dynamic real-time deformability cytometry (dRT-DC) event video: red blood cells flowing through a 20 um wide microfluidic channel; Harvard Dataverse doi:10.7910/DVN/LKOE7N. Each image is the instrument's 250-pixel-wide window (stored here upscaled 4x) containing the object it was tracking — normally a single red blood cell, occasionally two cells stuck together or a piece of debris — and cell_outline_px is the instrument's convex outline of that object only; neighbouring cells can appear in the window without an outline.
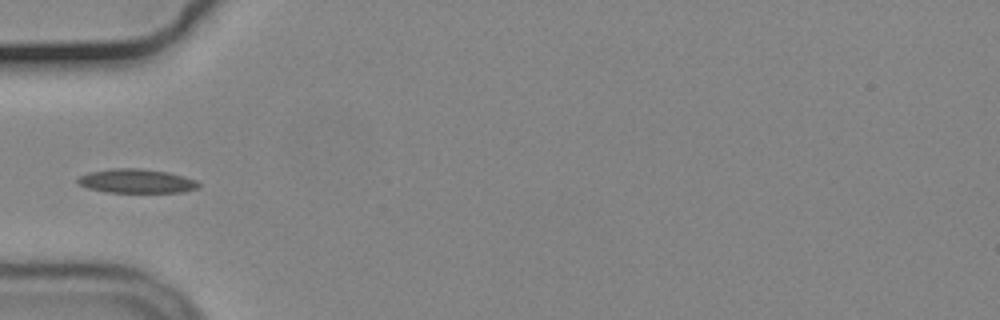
{"species": "common noctule bat (a hibernating species)", "species_latin": "Nyctalus noctula", "temperature_condition": "cold", "stored_images_in_passage": 26, "camera_frame_rate_fps": 3000, "um_per_image_px": 0.085, "animal": {"sex": "male", "body_mass_g": 19.2, "forearm_length_mm": 51.8}, "frame": {"image": 1, "passage_image": 1, "time_ms": 0.0, "image_size_px": [1000, 320], "cell_outline_px": [[200, 188], [184, 192], [104, 192], [88, 188], [80, 184], [76, 180], [80, 176], [88, 172], [108, 168], [140, 168], [168, 172], [184, 176], [196, 180], [200, 184]], "centroid_in_image_um": [11.62, 15.38], "position_along_channel_um": 73.4, "area_um2": 17.11}}
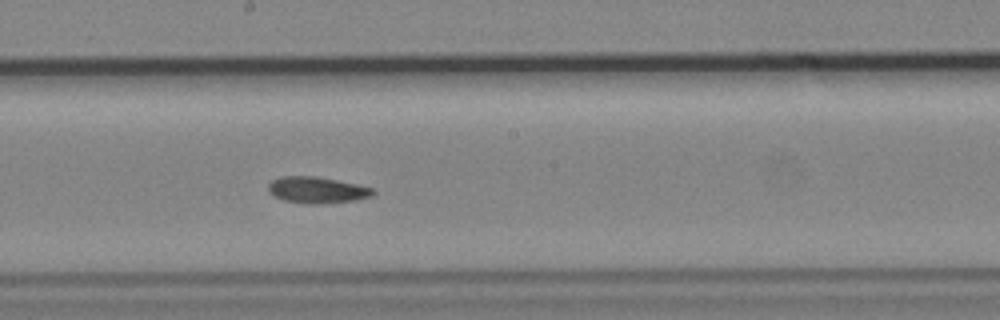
{"frame": {"image": 2, "passage_image": 13, "time_ms": 4.0, "image_size_px": [1000, 320], "cell_outline_px": [[376, 192], [372, 196], [356, 200], [316, 204], [308, 204], [284, 200], [268, 192], [268, 184], [272, 180], [280, 176], [316, 176], [356, 184], [372, 188]], "centroid_in_image_um": [26.93, 16.14], "position_along_channel_um": 221.3, "area_um2": 16.01}}
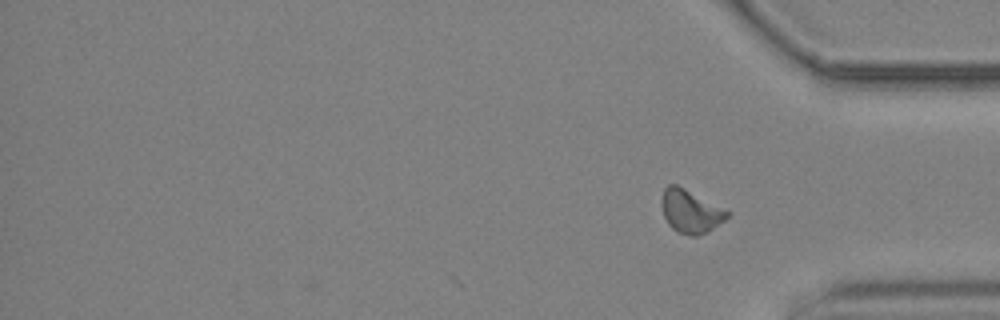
{"frame": {"image": 3, "passage_image": 26, "time_ms": 8.333, "image_size_px": [1000, 320], "cell_outline_px": [[732, 212], [724, 220], [708, 232], [696, 236], [688, 236], [676, 232], [668, 224], [664, 216], [660, 204], [660, 200], [664, 188], [668, 184], [676, 184]], "centroid_in_image_um": [58.67, 17.97], "position_along_channel_um": 376.5, "area_um2": 16.7}}